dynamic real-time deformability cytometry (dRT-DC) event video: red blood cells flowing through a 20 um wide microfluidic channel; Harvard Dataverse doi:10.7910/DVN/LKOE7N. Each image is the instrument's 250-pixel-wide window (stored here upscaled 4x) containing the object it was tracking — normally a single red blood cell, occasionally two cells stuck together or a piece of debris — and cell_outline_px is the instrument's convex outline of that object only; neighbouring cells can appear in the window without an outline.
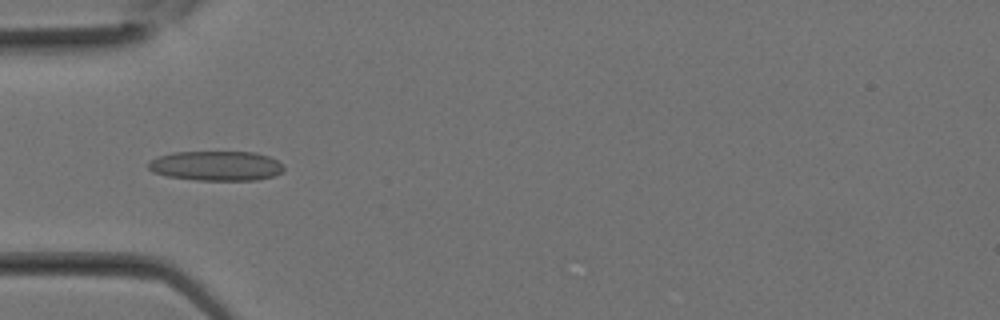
{"species": "Egyptian fruit bat (a non-hibernating species)", "species_latin": "Rousettus aegyptiacus", "temperature_condition": "room temperature", "stored_images_in_passage": 11, "camera_frame_rate_fps": 3000, "um_per_image_px": 0.085, "animal": {"sex": "female"}, "frame": {"image": 1, "passage_image": 8, "time_ms": 2.333, "image_size_px": [1000, 320], "cell_outline_px": [[284, 172], [272, 176], [256, 180], [196, 180], [168, 176], [152, 172], [148, 168], [148, 164], [156, 156], [172, 152], [256, 152], [268, 156], [284, 164]], "centroid_in_image_um": [18.39, 14.09], "position_along_channel_um": 66.6, "area_um2": 23.58}}
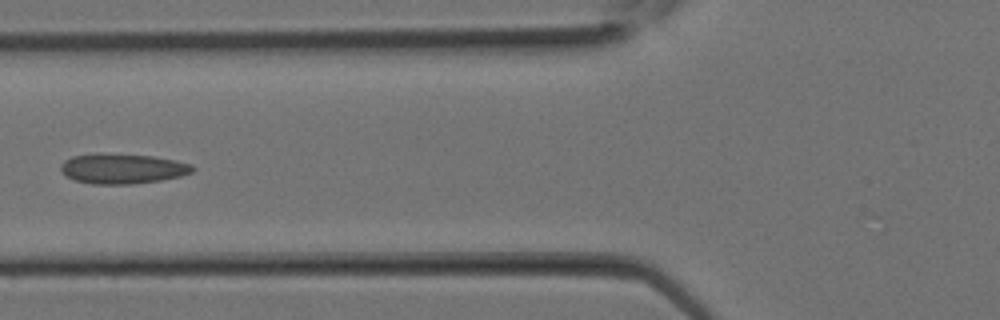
{"frame": {"image": 2, "passage_image": 10, "time_ms": 3.0, "image_size_px": [1000, 320], "cell_outline_px": [[196, 168], [192, 172], [180, 176], [160, 180], [132, 184], [92, 184], [76, 180], [68, 176], [60, 168], [60, 164], [64, 160], [72, 156], [96, 152], [104, 152], [152, 156], [192, 164]], "centroid_in_image_um": [10.39, 14.31], "position_along_channel_um": 115.4, "area_um2": 23.24}}